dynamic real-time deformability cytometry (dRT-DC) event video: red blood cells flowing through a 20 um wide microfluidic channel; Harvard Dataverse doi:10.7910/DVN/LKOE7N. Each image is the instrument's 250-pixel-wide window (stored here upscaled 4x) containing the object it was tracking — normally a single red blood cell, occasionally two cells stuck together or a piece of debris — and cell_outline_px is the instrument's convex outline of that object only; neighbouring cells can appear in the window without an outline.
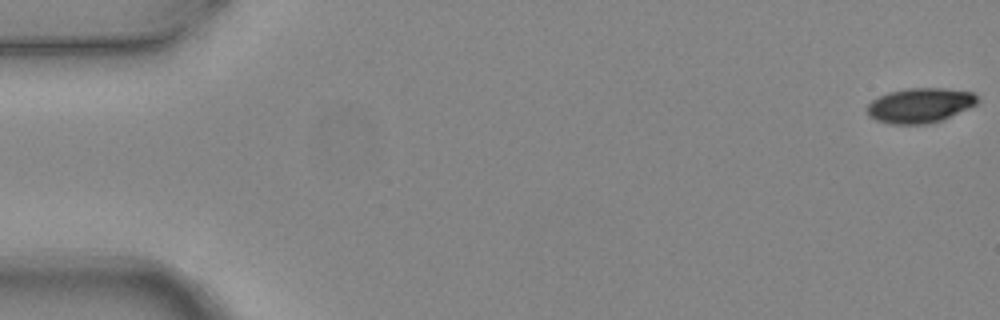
{"species": "common noctule bat (a hibernating species)", "species_latin": "Nyctalus noctula", "temperature_condition": "warm", "stored_images_in_passage": 6, "camera_frame_rate_fps": 3000, "um_per_image_px": 0.085, "animal": {"sex": "female", "body_mass_g": 24.6, "forearm_length_mm": 56.2}, "frame": {"image": 1, "passage_image": 1, "time_ms": 0.0, "image_size_px": [1000, 320], "cell_outline_px": [[980, 100], [976, 104], [944, 120], [928, 124], [892, 124], [876, 120], [868, 116], [868, 104], [872, 100], [888, 92], [908, 88], [944, 88], [972, 92]], "centroid_in_image_um": [78.21, 8.96], "position_along_channel_um": 6.8, "area_um2": 22.43}}
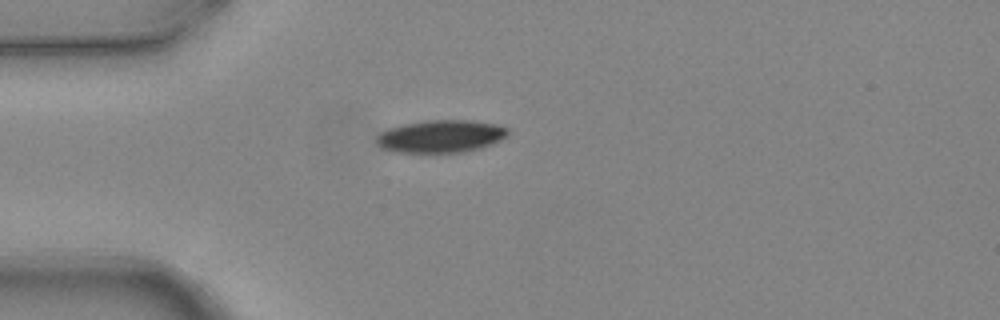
{"frame": {"image": 2, "passage_image": 5, "time_ms": 1.333, "image_size_px": [1000, 320], "cell_outline_px": [[508, 136], [492, 144], [480, 148], [464, 152], [392, 152], [380, 148], [376, 144], [376, 136], [380, 132], [388, 128], [404, 124], [428, 120], [472, 120], [496, 124], [508, 128]], "centroid_in_image_um": [37.45, 11.58], "position_along_channel_um": 47.6, "area_um2": 25.14}}